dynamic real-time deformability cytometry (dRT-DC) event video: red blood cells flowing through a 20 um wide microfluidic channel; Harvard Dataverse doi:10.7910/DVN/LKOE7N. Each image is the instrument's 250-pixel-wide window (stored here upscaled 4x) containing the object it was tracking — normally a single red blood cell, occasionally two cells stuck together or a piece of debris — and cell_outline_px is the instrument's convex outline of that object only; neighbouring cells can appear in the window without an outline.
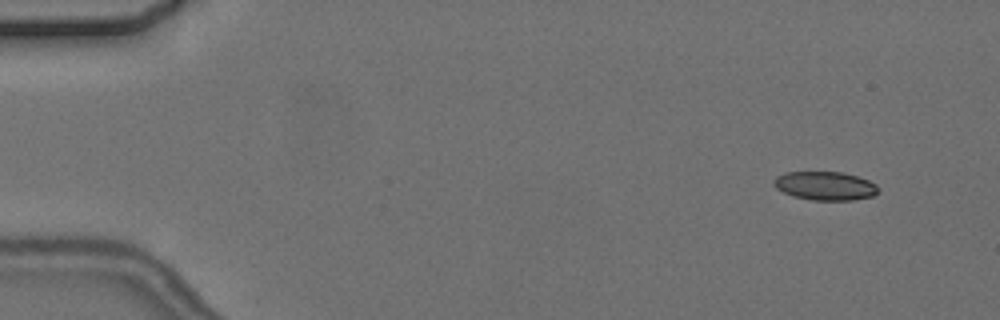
{"species": "common noctule bat (a hibernating species)", "species_latin": "Nyctalus noctula", "temperature_condition": "cold", "stored_images_in_passage": 6, "camera_frame_rate_fps": 3000, "um_per_image_px": 0.085, "animal": {"sex": "female", "body_mass_g": 24.6, "forearm_length_mm": 56.2}, "frame": {"image": 1, "passage_image": 2, "time_ms": 1.333, "image_size_px": [1000, 320], "cell_outline_px": [[880, 188], [872, 196], [852, 200], [812, 200], [792, 196], [776, 188], [772, 184], [772, 180], [776, 176], [784, 172], [844, 172], [868, 180], [876, 184]], "centroid_in_image_um": [70.1, 15.79], "position_along_channel_um": 14.9, "area_um2": 17.51}}